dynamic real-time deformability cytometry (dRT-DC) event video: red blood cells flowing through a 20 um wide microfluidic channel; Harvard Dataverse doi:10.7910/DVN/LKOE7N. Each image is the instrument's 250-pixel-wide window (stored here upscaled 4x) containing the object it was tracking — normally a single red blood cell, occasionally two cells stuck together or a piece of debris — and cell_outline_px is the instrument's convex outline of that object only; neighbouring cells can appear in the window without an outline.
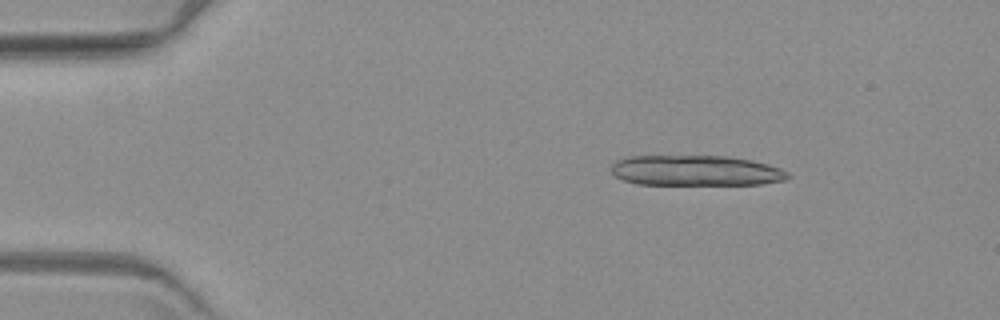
{"species": "common noctule bat (a hibernating species)", "species_latin": "Nyctalus noctula", "temperature_condition": "warm", "stored_images_in_passage": 4, "camera_frame_rate_fps": 3000, "um_per_image_px": 0.085, "animal": {"sex": "female", "body_mass_g": 19.3, "forearm_length_mm": 54.1}, "frame": {"image": 1, "passage_image": 2, "time_ms": 2.333, "image_size_px": [1000, 320], "cell_outline_px": [[792, 176], [784, 180], [760, 184], [636, 184], [624, 180], [616, 176], [612, 172], [612, 164], [616, 160], [632, 156], [728, 156], [752, 160], [768, 164], [780, 168], [788, 172]], "centroid_in_image_um": [59.17, 14.49], "position_along_channel_um": 25.8, "area_um2": 31.27}}